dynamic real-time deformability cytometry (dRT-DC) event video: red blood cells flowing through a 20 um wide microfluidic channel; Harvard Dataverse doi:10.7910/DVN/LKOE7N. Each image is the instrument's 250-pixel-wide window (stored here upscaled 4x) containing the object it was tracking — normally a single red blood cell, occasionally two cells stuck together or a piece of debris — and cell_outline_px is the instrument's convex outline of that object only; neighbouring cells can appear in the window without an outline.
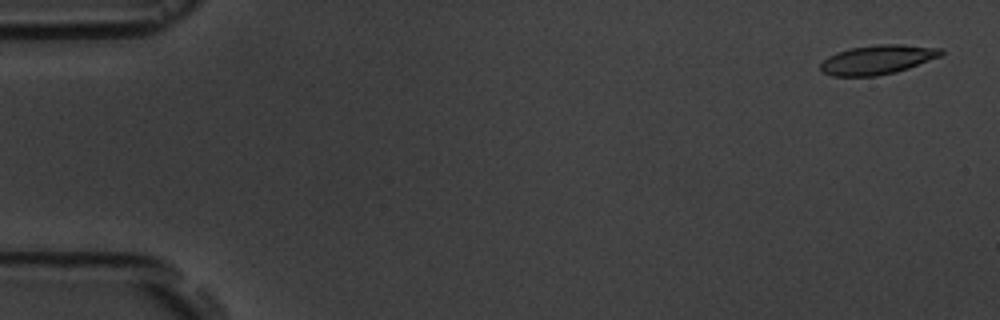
{"species": "common noctule bat (a hibernating species)", "species_latin": "Nyctalus noctula", "temperature_condition": "room temperature", "stored_images_in_passage": 5, "camera_frame_rate_fps": 3000, "um_per_image_px": 0.085, "animal": {"sex": "male", "body_mass_g": 19.5, "forearm_length_mm": 54.6}, "frame": {"image": 1, "passage_image": 1, "time_ms": 0.0, "image_size_px": [1000, 320], "cell_outline_px": [[944, 52], [940, 56], [908, 68], [896, 72], [876, 76], [832, 76], [820, 72], [820, 64], [828, 56], [836, 52], [852, 48], [876, 44], [900, 44], [944, 48]], "centroid_in_image_um": [74.57, 5.07], "position_along_channel_um": 10.4, "area_um2": 20.63}}
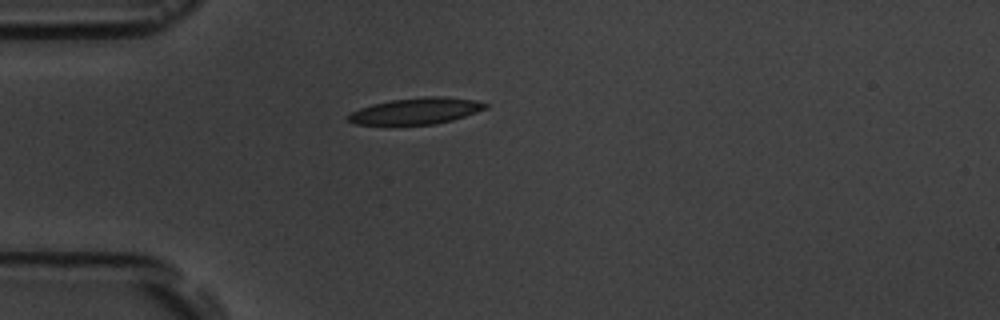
{"frame": {"image": 2, "passage_image": 5, "time_ms": 4.333, "image_size_px": [1000, 320], "cell_outline_px": [[488, 108], [452, 120], [436, 124], [356, 124], [348, 120], [348, 116], [352, 112], [360, 108], [372, 104], [392, 100], [424, 96], [444, 96], [476, 100], [488, 104]], "centroid_in_image_um": [35.41, 9.42], "position_along_channel_um": 49.6, "area_um2": 20.87}}